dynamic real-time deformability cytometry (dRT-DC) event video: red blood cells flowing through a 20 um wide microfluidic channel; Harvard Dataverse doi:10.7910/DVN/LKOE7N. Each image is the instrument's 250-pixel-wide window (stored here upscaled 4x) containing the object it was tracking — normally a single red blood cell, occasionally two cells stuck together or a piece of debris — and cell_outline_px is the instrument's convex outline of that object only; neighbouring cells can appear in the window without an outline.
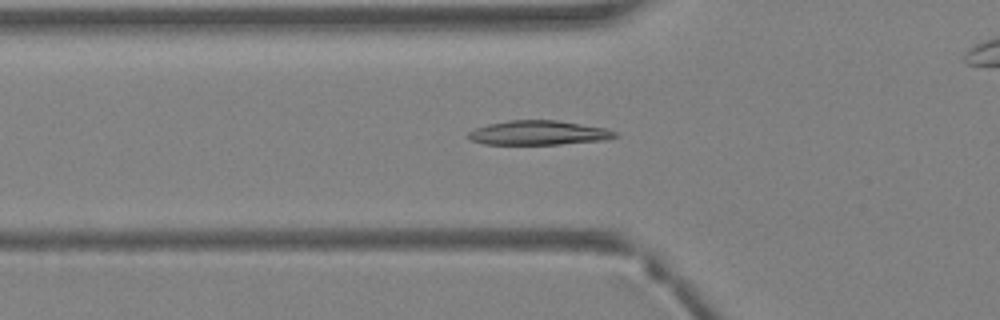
{"species": "Egyptian fruit bat (a non-hibernating species)", "species_latin": "Rousettus aegyptiacus", "temperature_condition": "warm", "stored_images_in_passage": 30, "camera_frame_rate_fps": 3000, "um_per_image_px": 0.085, "animal": {"sex": "female"}, "frame": {"image": 1, "passage_image": 4, "time_ms": 1.0, "image_size_px": [1000, 320], "cell_outline_px": [[620, 136], [608, 140], [560, 144], [484, 144], [472, 140], [468, 136], [468, 132], [476, 128], [488, 124], [508, 120], [556, 120], [608, 128], [616, 132]], "centroid_in_image_um": [45.85, 11.29], "position_along_channel_um": 80.0, "area_um2": 20.92}}
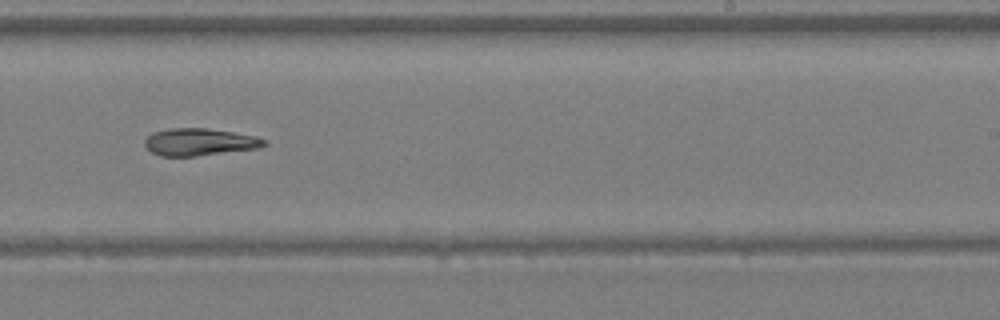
{"frame": {"image": 2, "passage_image": 15, "time_ms": 4.667, "image_size_px": [1000, 320], "cell_outline_px": [[268, 144], [260, 148], [196, 156], [160, 156], [152, 152], [144, 144], [144, 140], [152, 132], [172, 128], [208, 128], [256, 136], [268, 140]], "centroid_in_image_um": [16.99, 12.07], "position_along_channel_um": 272.0, "area_um2": 19.07}}
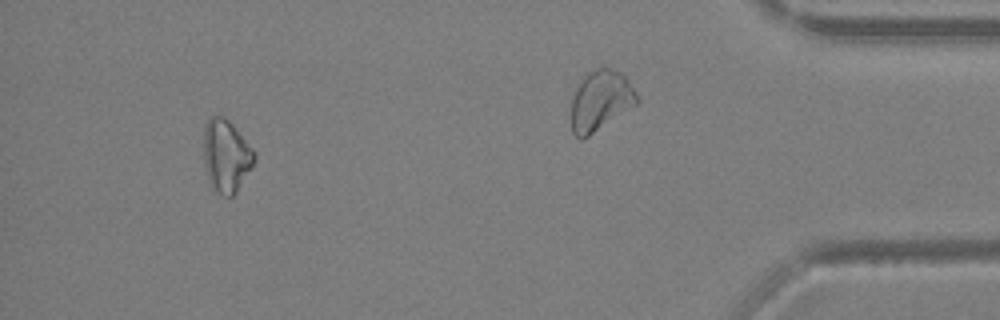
{"frame": {"image": 3, "passage_image": 27, "time_ms": 8.667, "image_size_px": [1000, 320], "cell_outline_px": [[256, 160], [236, 192], [232, 196], [224, 196], [216, 192], [212, 188], [208, 180], [204, 164], [204, 124], [212, 116], [224, 116], [232, 124], [256, 152]], "centroid_in_image_um": [19.22, 13.25], "position_along_channel_um": 416.0, "area_um2": 21.5}}